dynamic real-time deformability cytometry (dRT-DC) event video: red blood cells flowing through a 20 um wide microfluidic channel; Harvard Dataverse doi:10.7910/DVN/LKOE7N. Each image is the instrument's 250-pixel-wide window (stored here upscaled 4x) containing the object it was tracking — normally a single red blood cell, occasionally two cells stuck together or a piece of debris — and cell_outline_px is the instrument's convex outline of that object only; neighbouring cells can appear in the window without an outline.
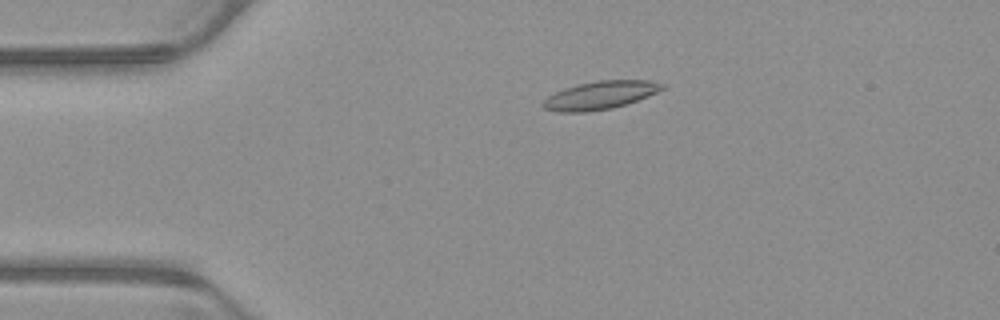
{"species": "common noctule bat (a hibernating species)", "species_latin": "Nyctalus noctula", "temperature_condition": "warm", "stored_images_in_passage": 53, "camera_frame_rate_fps": 3000, "um_per_image_px": 0.085, "animal": {"sex": "male", "body_mass_g": 23.1, "forearm_length_mm": 52.7}, "frame": {"image": 1, "passage_image": 11, "time_ms": 3.333, "image_size_px": [1000, 320], "cell_outline_px": [[668, 88], [648, 96], [612, 108], [588, 112], [556, 112], [544, 108], [540, 104], [548, 96], [564, 88], [576, 84], [596, 80], [648, 80], [668, 84]], "centroid_in_image_um": [51.04, 8.08], "position_along_channel_um": 34.0, "area_um2": 19.77}}
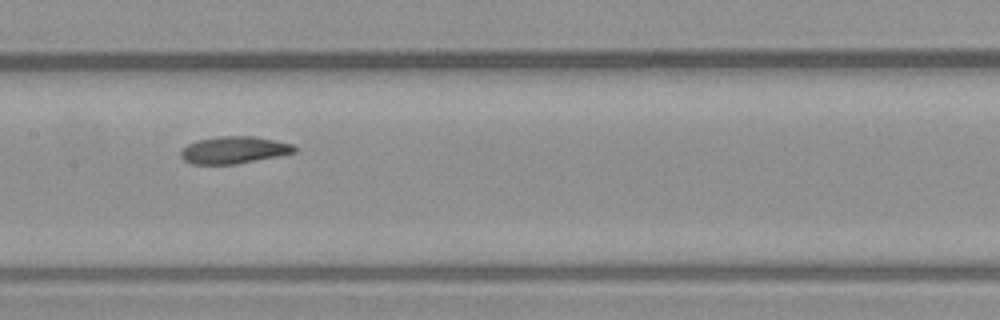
{"frame": {"image": 2, "passage_image": 26, "time_ms": 8.333, "image_size_px": [1000, 320], "cell_outline_px": [[296, 152], [236, 164], [192, 164], [184, 160], [180, 156], [180, 152], [188, 144], [196, 140], [220, 136], [256, 136], [292, 144], [296, 148]], "centroid_in_image_um": [19.86, 12.74], "position_along_channel_um": 187.5, "area_um2": 17.86}}
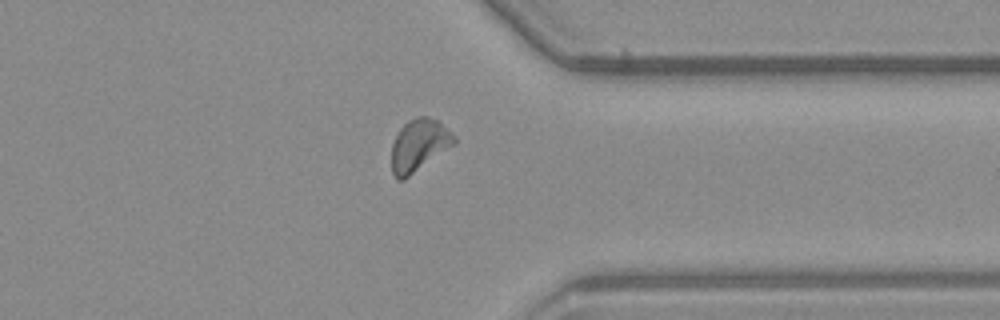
{"frame": {"image": 3, "passage_image": 41, "time_ms": 13.333, "image_size_px": [1000, 320], "cell_outline_px": [[456, 144], [404, 180], [396, 180], [392, 172], [392, 144], [400, 128], [408, 120], [416, 116], [428, 116], [436, 120], [456, 136]], "centroid_in_image_um": [35.62, 12.36], "position_along_channel_um": 375.8, "area_um2": 19.13}, "authors_computed_cell_mechanics": {"area_um2": 18.4382, "velocity_mm_per_s": 3.8779, "shape_relaxation_time_tau1_ms": 9.862, "shape_relaxation_time_tau2_ms": 2.7342, "deformation_change_tau1": 0.2034, "deformation_change_tau2": 0.0876}}